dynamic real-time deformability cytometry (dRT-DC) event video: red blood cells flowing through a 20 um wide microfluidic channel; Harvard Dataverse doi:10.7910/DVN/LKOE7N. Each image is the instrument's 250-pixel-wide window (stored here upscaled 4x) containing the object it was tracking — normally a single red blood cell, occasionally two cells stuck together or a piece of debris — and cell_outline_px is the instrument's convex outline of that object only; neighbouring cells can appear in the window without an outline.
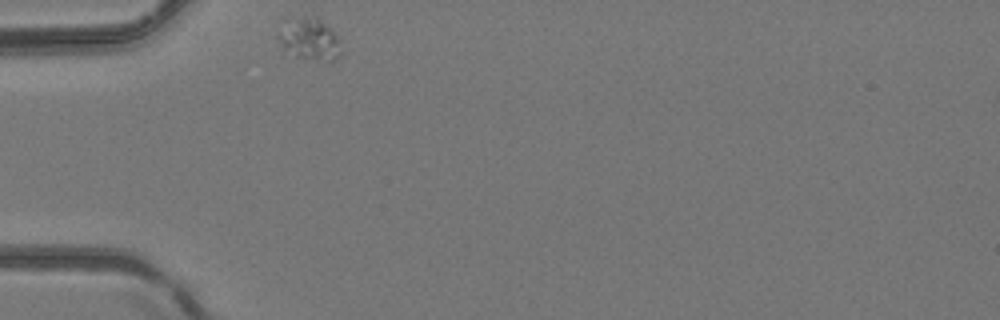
{"species": "common noctule bat (a hibernating species)", "species_latin": "Nyctalus noctula", "temperature_condition": "room temperature", "stored_images_in_passage": 2, "segment_of_instrument_passage": [1, 2], "camera_frame_rate_fps": 3000, "um_per_image_px": 0.085, "animal": {"sex": "female", "body_mass_g": 24.6, "forearm_length_mm": 56.2}, "frame": {"image": 1, "passage_image": 1, "time_ms": 0.0, "image_size_px": [1000, 320], "cell_outline_px": [[344, 52], [340, 56], [332, 60], [316, 60], [284, 56], [276, 36], [284, 20], [304, 16], [316, 16], [332, 28], [340, 40]], "centroid_in_image_um": [26.26, 3.34], "position_along_channel_um": 58.7, "area_um2": 16.47}}